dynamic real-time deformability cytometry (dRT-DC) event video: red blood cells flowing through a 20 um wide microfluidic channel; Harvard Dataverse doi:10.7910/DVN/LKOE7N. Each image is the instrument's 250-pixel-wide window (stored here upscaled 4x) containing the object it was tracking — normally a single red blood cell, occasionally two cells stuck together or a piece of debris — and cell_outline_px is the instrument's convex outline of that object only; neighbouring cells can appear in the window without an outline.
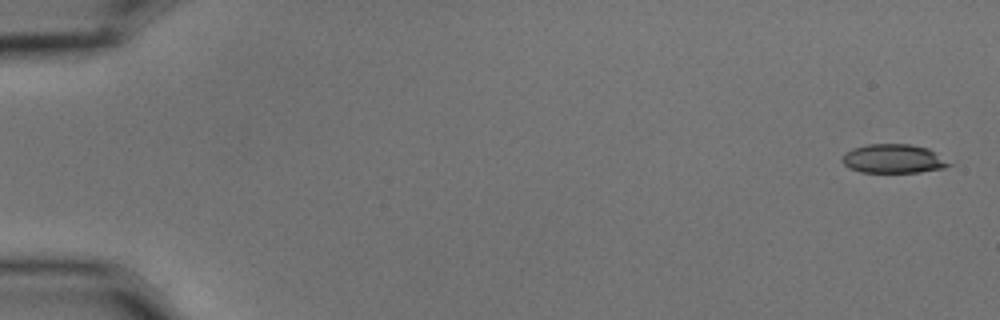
{"species": "common noctule bat (a hibernating species)", "species_latin": "Nyctalus noctula", "temperature_condition": "cold", "stored_images_in_passage": 7, "camera_frame_rate_fps": 3000, "um_per_image_px": 0.085, "animal": {"sex": "male", "body_mass_g": 15.6}, "frame": {"image": 1, "passage_image": 1, "time_ms": 0.0, "image_size_px": [1000, 320], "cell_outline_px": [[952, 164], [944, 168], [920, 172], [860, 172], [848, 168], [840, 160], [844, 152], [852, 148], [868, 144], [908, 144], [928, 148]], "centroid_in_image_um": [75.88, 13.49], "position_along_channel_um": 9.1, "area_um2": 18.03}}
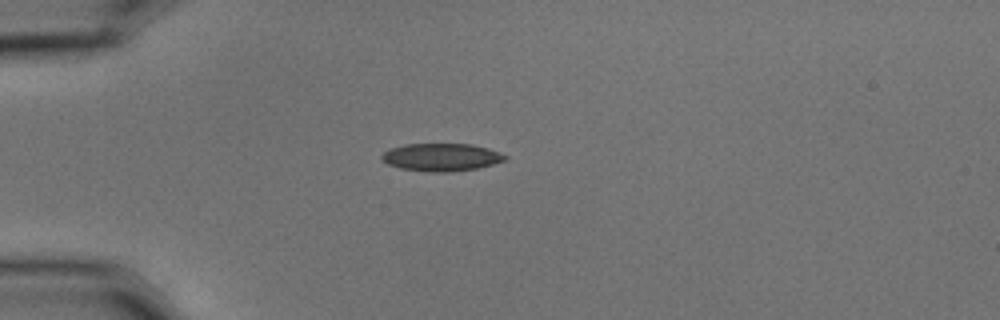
{"frame": {"image": 2, "passage_image": 5, "time_ms": 1.333, "image_size_px": [1000, 320], "cell_outline_px": [[508, 160], [476, 168], [448, 172], [432, 172], [400, 168], [388, 164], [380, 160], [380, 156], [388, 148], [404, 144], [472, 144], [488, 148], [500, 152], [508, 156]], "centroid_in_image_um": [37.5, 13.35], "position_along_channel_um": 47.5, "area_um2": 20.06}}
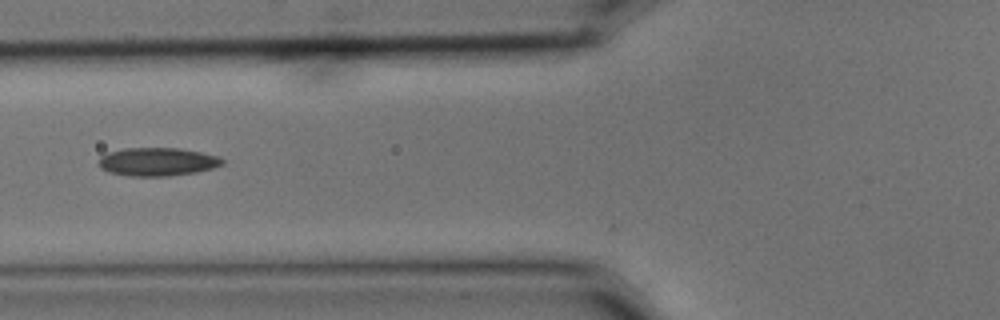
{"frame": {"image": 3, "passage_image": 7, "time_ms": 2.0, "image_size_px": [1000, 320], "cell_outline_px": [[224, 164], [212, 168], [196, 172], [168, 176], [132, 176], [108, 172], [100, 168], [100, 156], [108, 152], [124, 148], [180, 148], [220, 156], [224, 160]], "centroid_in_image_um": [13.4, 13.74], "position_along_channel_um": 112.4, "area_um2": 20.4}}